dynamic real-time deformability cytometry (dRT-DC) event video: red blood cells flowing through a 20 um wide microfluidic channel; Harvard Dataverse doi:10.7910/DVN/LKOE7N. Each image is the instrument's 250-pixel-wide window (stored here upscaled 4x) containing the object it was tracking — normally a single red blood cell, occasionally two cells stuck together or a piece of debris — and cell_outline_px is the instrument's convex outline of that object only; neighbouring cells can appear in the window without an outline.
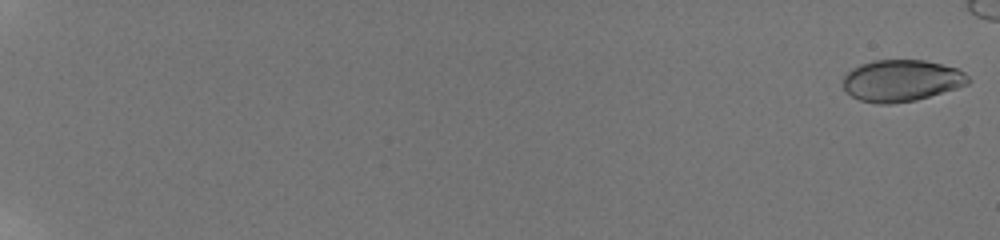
{"species": "human", "species_latin": "Homo sapiens", "temperature_condition": "room temperature", "stored_images_in_passage": 16, "camera_frame_rate_fps": 3000, "um_per_image_px": 0.085, "donor": {"sex": "male"}, "frame": {"image": 1, "passage_image": 1, "time_ms": 0.0, "image_size_px": [1000, 240], "cell_outline_px": [[972, 80], [968, 84], [956, 88], [916, 100], [892, 104], [876, 104], [860, 100], [852, 96], [844, 88], [844, 76], [852, 68], [860, 64], [876, 60], [924, 60], [956, 68], [964, 72]], "centroid_in_image_um": [76.63, 6.85], "position_along_channel_um": 8.4, "area_um2": 30.29}}
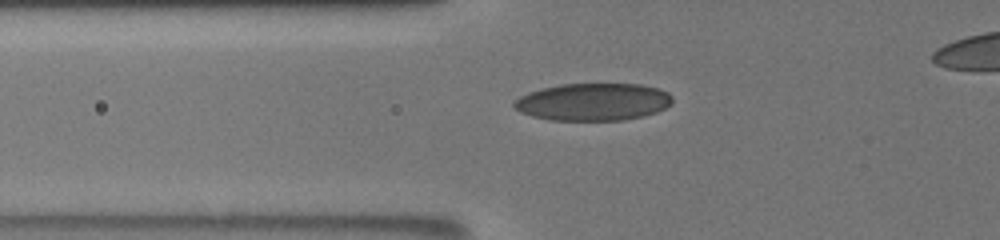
{"frame": {"image": 2, "passage_image": 14, "time_ms": 8.333, "image_size_px": [1000, 240], "cell_outline_px": [[672, 104], [656, 112], [644, 116], [624, 120], [548, 120], [532, 116], [520, 112], [512, 104], [520, 96], [528, 92], [560, 84], [640, 84], [656, 88], [668, 92], [672, 96]], "centroid_in_image_um": [50.42, 8.66], "position_along_channel_um": 75.4, "area_um2": 34.51}}